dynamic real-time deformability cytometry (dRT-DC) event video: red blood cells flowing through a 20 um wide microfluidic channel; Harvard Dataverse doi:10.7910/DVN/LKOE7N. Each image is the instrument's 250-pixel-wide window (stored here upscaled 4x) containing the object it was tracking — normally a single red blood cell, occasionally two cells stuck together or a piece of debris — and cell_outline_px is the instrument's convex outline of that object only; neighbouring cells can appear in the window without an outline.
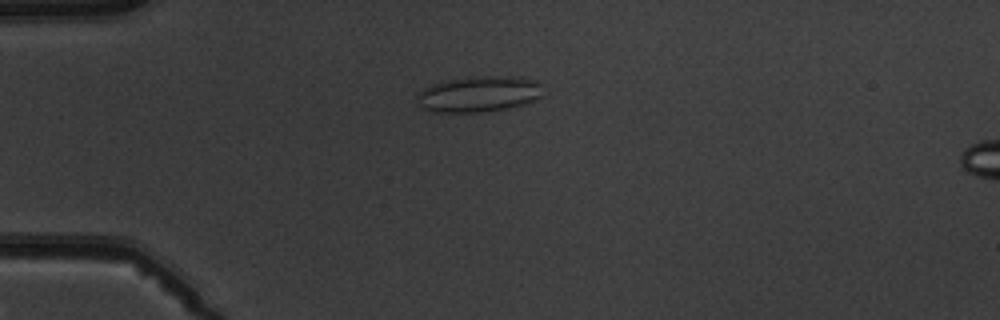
{"species": "common noctule bat (a hibernating species)", "species_latin": "Nyctalus noctula", "temperature_condition": "warm", "stored_images_in_passage": 8, "camera_frame_rate_fps": 3000, "um_per_image_px": 0.085, "animal": {"sex": "male", "body_mass_g": 19.5, "forearm_length_mm": 54.6}, "frame": {"image": 1, "passage_image": 4, "time_ms": 3.333, "image_size_px": [1000, 320], "cell_outline_px": [[540, 96], [532, 100], [508, 108], [480, 112], [432, 112], [420, 108], [416, 96], [416, 92], [432, 84], [448, 80], [484, 76], [520, 76], [536, 80], [540, 84]], "centroid_in_image_um": [40.63, 7.99], "position_along_channel_um": 44.4, "area_um2": 26.18}}
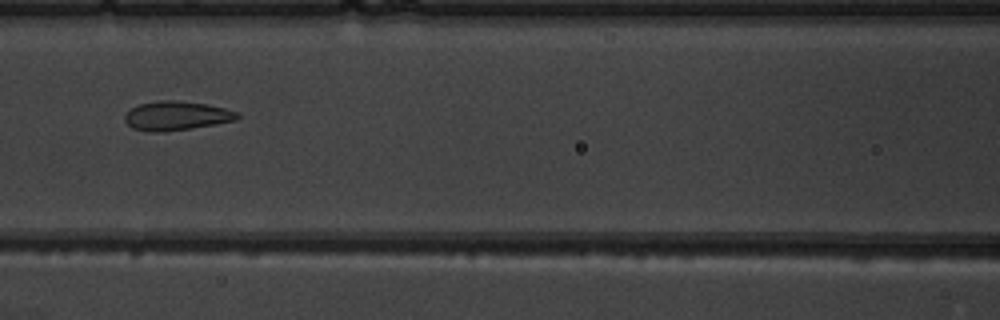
{"frame": {"image": 2, "passage_image": 7, "time_ms": 6.667, "image_size_px": [1000, 320], "cell_outline_px": [[240, 116], [236, 120], [216, 124], [192, 128], [164, 132], [148, 132], [132, 128], [124, 120], [124, 116], [132, 108], [140, 104], [160, 100], [176, 100], [208, 104], [240, 112]], "centroid_in_image_um": [15.02, 9.84], "position_along_channel_um": 151.6, "area_um2": 19.19}}
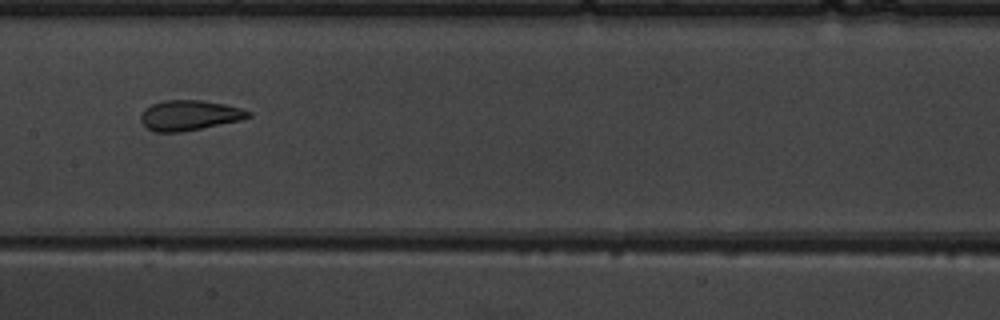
{"frame": {"image": 3, "passage_image": 8, "time_ms": 7.667, "image_size_px": [1000, 320], "cell_outline_px": [[252, 116], [240, 120], [180, 132], [156, 132], [148, 128], [140, 120], [140, 116], [144, 108], [152, 104], [164, 100], [204, 100], [224, 104], [240, 108], [252, 112]], "centroid_in_image_um": [16.09, 9.79], "position_along_channel_um": 191.3, "area_um2": 18.79}}